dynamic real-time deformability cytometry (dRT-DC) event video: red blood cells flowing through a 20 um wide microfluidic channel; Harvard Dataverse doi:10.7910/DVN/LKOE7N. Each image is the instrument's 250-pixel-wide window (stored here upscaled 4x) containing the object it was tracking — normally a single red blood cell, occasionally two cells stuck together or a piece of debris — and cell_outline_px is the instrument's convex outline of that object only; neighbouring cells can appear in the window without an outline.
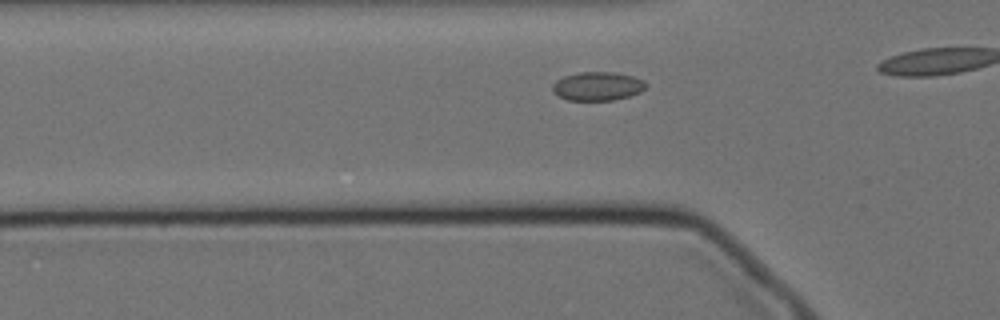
{"species": "Egyptian fruit bat (a non-hibernating species)", "species_latin": "Rousettus aegyptiacus", "temperature_condition": "cold", "stored_images_in_passage": 12, "camera_frame_rate_fps": 3000, "um_per_image_px": 0.085, "animal": {"sex": "female"}, "frame": {"image": 1, "passage_image": 7, "time_ms": 2.0, "image_size_px": [1000, 320], "cell_outline_px": [[648, 84], [640, 92], [628, 96], [612, 100], [568, 100], [552, 92], [552, 84], [556, 80], [564, 76], [580, 72], [612, 72], [632, 76], [644, 80]], "centroid_in_image_um": [50.78, 7.32], "position_along_channel_um": 75.0, "area_um2": 15.55}}